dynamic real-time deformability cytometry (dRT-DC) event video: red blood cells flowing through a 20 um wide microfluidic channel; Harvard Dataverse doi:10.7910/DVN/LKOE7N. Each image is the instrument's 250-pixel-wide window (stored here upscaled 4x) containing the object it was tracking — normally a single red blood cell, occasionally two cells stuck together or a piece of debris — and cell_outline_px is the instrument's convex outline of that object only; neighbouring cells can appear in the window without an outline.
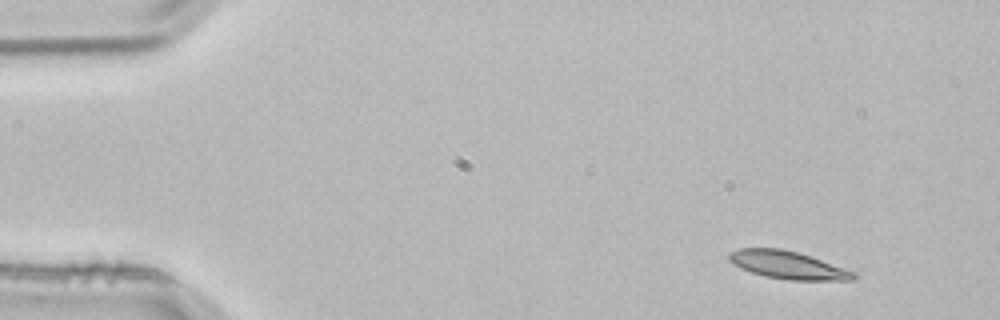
{"species": "common noctule bat (a hibernating species)", "species_latin": "Nyctalus noctula", "temperature_condition": "room temperature", "stored_images_in_passage": 3, "camera_frame_rate_fps": 3000, "um_per_image_px": 0.085, "animal": {"sex": "male", "body_mass_g": 21.5, "forearm_length_mm": 52.0}, "frame": {"image": 1, "passage_image": 1, "time_ms": 0.0, "image_size_px": [1000, 320], "cell_outline_px": [[856, 280], [788, 280], [764, 276], [740, 268], [732, 264], [728, 260], [728, 252], [740, 248], [780, 248], [796, 252], [856, 272]], "centroid_in_image_um": [66.91, 22.53], "position_along_channel_um": 18.1, "area_um2": 20.06}}